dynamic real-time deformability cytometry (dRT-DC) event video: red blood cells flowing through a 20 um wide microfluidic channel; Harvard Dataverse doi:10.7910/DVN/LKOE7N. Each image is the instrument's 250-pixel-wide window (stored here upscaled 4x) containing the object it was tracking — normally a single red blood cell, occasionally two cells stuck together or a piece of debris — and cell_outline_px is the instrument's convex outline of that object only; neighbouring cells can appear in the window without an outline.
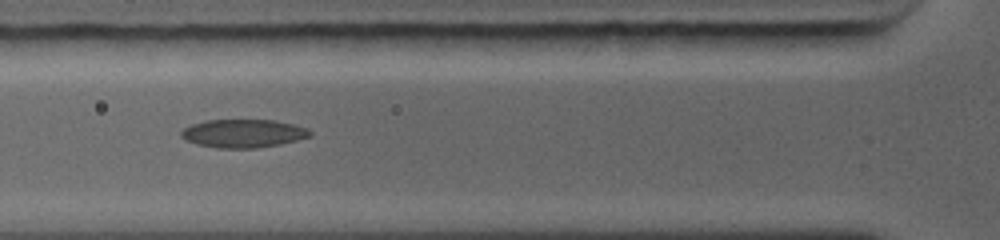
{"species": "common noctule bat (a hibernating species)", "species_latin": "Nyctalus noctula", "temperature_condition": "warm", "stored_images_in_passage": 8, "camera_frame_rate_fps": 5000, "um_per_image_px": 0.085, "animal": {"sex": "female", "body_mass_g": 19.0, "forearm_length_mm": 56.7}, "frame": {"image": 1, "passage_image": 3, "time_ms": 2.0, "image_size_px": [1000, 240], "cell_outline_px": [[312, 136], [280, 144], [256, 148], [216, 148], [196, 144], [184, 140], [180, 136], [180, 132], [184, 128], [192, 124], [204, 120], [272, 120], [292, 124], [308, 128], [312, 132]], "centroid_in_image_um": [20.65, 11.34], "position_along_channel_um": 105.2, "area_um2": 21.33}}
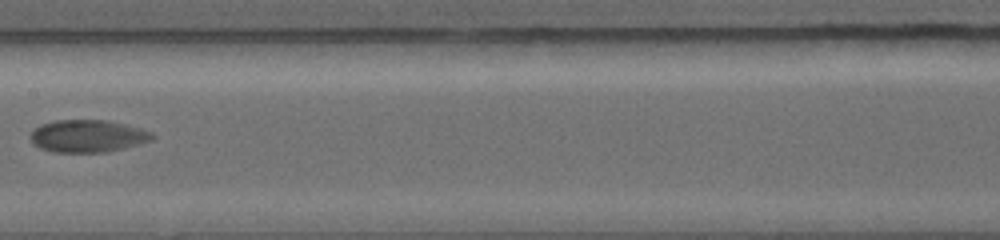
{"frame": {"image": 2, "passage_image": 5, "time_ms": 4.2, "image_size_px": [1000, 240], "cell_outline_px": [[156, 136], [152, 140], [124, 148], [108, 152], [52, 152], [40, 148], [32, 144], [28, 136], [32, 128], [40, 124], [56, 120], [104, 120], [124, 124], [140, 128], [152, 132]], "centroid_in_image_um": [7.4, 11.56], "position_along_channel_um": 200.0, "area_um2": 23.29}}
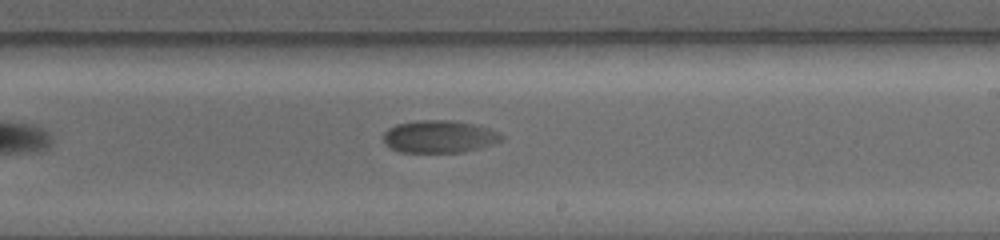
{"frame": {"image": 3, "passage_image": 7, "time_ms": 5.4, "image_size_px": [1000, 240], "cell_outline_px": [[504, 140], [480, 148], [464, 152], [400, 152], [388, 148], [384, 144], [384, 132], [388, 128], [396, 124], [420, 120], [448, 120], [476, 124], [492, 128], [500, 132], [504, 136]], "centroid_in_image_um": [37.37, 11.61], "position_along_channel_um": 251.6, "area_um2": 22.72}}